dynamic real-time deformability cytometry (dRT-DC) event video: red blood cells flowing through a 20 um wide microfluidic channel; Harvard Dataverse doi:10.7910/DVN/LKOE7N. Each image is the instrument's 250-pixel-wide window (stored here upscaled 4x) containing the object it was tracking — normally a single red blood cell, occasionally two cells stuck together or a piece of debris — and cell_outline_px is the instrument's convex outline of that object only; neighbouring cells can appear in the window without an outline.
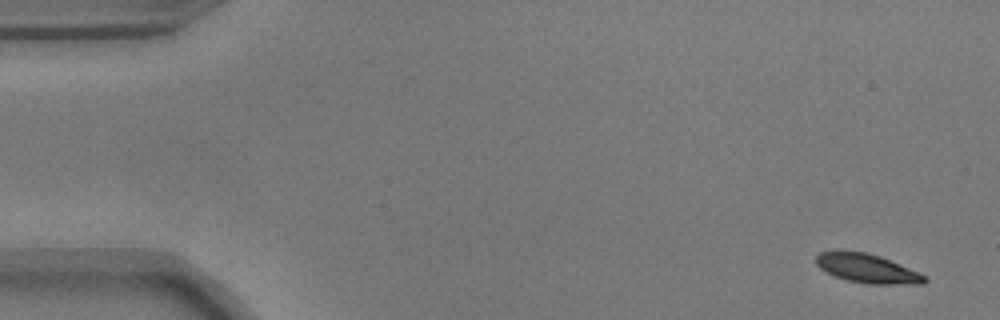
{"species": "common noctule bat (a hibernating species)", "species_latin": "Nyctalus noctula", "temperature_condition": "warm", "stored_images_in_passage": 53, "camera_frame_rate_fps": 3000, "um_per_image_px": 0.085, "animal": {"sex": "male", "body_mass_g": 17.9}, "frame": {"image": 1, "passage_image": 1, "time_ms": 0.0, "image_size_px": [1000, 320], "cell_outline_px": [[928, 280], [924, 284], [872, 284], [848, 280], [836, 276], [820, 268], [816, 264], [816, 256], [820, 252], [836, 248], [864, 252], [880, 256], [916, 272], [924, 276]], "centroid_in_image_um": [73.63, 22.78], "position_along_channel_um": 11.4, "area_um2": 18.26}}
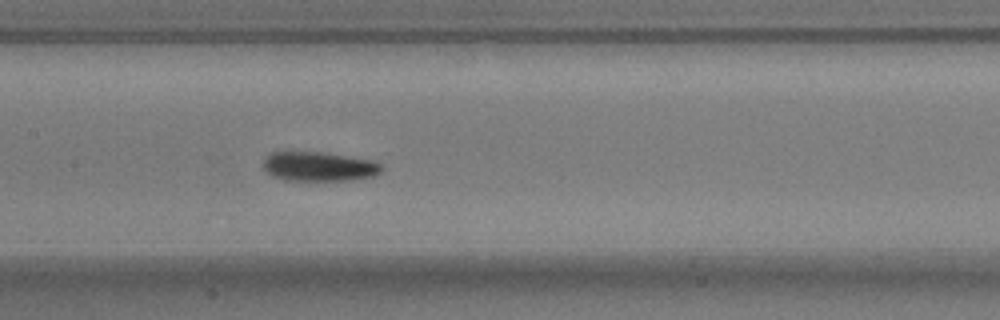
{"frame": {"image": 2, "passage_image": 25, "time_ms": 8.0, "image_size_px": [1000, 320], "cell_outline_px": [[384, 168], [376, 176], [352, 180], [284, 180], [272, 176], [264, 172], [260, 168], [260, 164], [272, 152], [320, 152], [368, 160], [384, 164]], "centroid_in_image_um": [27.06, 14.17], "position_along_channel_um": 180.3, "area_um2": 20.4}}
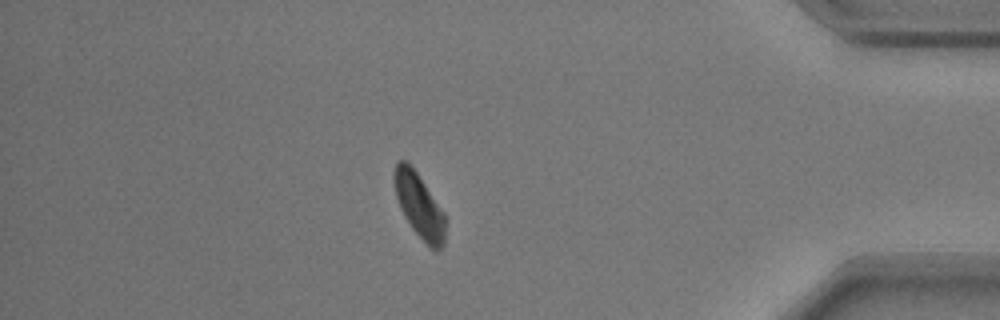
{"frame": {"image": 3, "passage_image": 46, "time_ms": 15.0, "image_size_px": [1000, 320], "cell_outline_px": [[444, 244], [440, 248], [432, 248], [412, 228], [404, 216], [400, 208], [396, 196], [392, 176], [392, 172], [396, 160], [404, 160], [416, 172], [444, 212]], "centroid_in_image_um": [35.58, 17.41], "position_along_channel_um": 399.6, "area_um2": 18.73}, "authors_computed_cell_mechanics": {"area_um2": 19.7098, "velocity_mm_per_s": 3.6784, "shape_relaxation_time_tau1_ms": 6.0906, "shape_relaxation_time_tau2_ms": 5.4082, "deformation_change_tau1": 0.2248, "deformation_change_tau2": 0.0925}}